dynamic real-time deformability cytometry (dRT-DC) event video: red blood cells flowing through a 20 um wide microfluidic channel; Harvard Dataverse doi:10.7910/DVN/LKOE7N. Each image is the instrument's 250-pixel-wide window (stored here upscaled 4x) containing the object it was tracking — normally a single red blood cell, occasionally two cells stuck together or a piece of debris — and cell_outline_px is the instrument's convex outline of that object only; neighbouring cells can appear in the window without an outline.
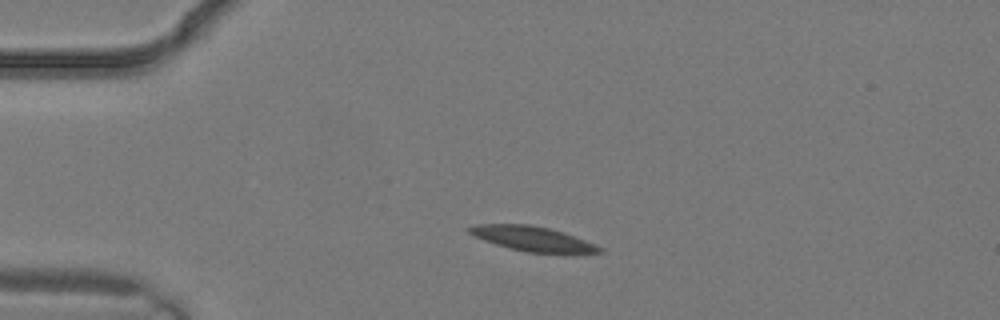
{"species": "common noctule bat (a hibernating species)", "species_latin": "Nyctalus noctula", "temperature_condition": "warm", "stored_images_in_passage": 1, "camera_frame_rate_fps": 3000, "um_per_image_px": 0.085, "animal": {"sex": "male", "body_mass_g": 19.2, "forearm_length_mm": 51.8}, "frame": {"image": 1, "passage_image": 1, "time_ms": 0.0, "image_size_px": [1000, 320], "cell_outline_px": [[604, 252], [572, 256], [524, 252], [508, 248], [484, 240], [468, 232], [464, 228], [476, 224], [532, 224], [548, 228], [584, 240], [604, 248]], "centroid_in_image_um": [45.35, 20.35], "position_along_channel_um": 39.6, "area_um2": 19.48}}